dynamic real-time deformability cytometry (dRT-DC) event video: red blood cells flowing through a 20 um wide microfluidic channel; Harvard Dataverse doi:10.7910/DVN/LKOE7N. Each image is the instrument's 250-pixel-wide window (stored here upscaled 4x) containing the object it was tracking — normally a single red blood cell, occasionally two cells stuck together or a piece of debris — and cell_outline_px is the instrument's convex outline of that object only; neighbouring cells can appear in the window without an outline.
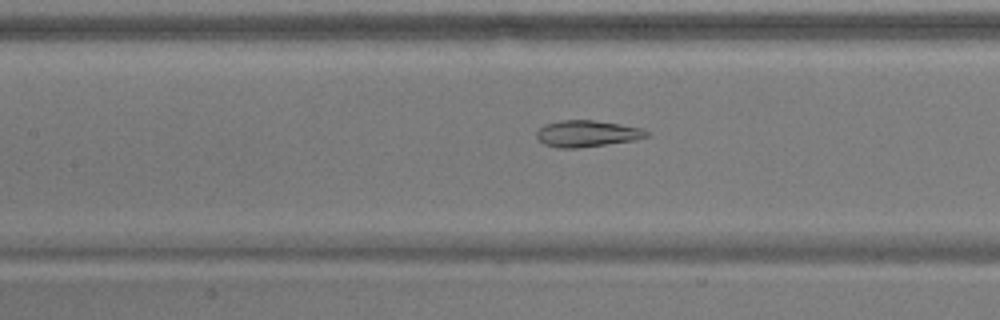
{"species": "common noctule bat (a hibernating species)", "species_latin": "Nyctalus noctula", "temperature_condition": "warm", "stored_images_in_passage": 46, "camera_frame_rate_fps": 3000, "um_per_image_px": 0.085, "animal": {"sex": "male", "body_mass_g": 17.9}, "frame": {"image": 1, "passage_image": 16, "time_ms": 5.0, "image_size_px": [1000, 320], "cell_outline_px": [[652, 136], [632, 140], [576, 148], [560, 148], [544, 144], [536, 136], [536, 132], [544, 124], [564, 120], [592, 120], [620, 124], [644, 128], [652, 132]], "centroid_in_image_um": [49.95, 11.35], "position_along_channel_um": 157.4, "area_um2": 16.94}}
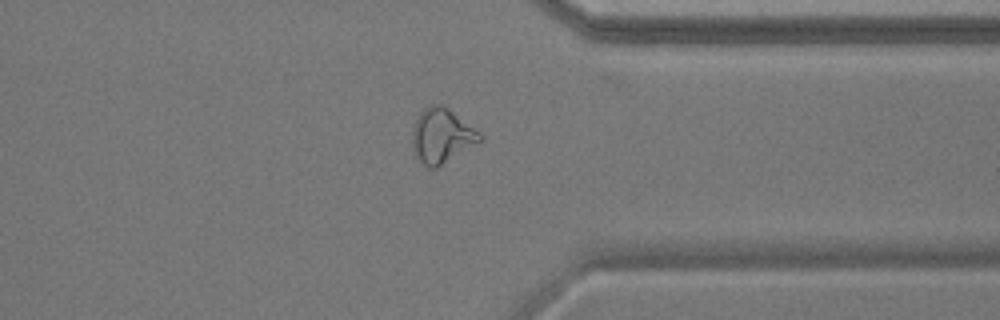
{"frame": {"image": 2, "passage_image": 34, "time_ms": 11.0, "image_size_px": [1000, 320], "cell_outline_px": [[484, 140], [436, 168], [428, 168], [416, 156], [412, 144], [412, 132], [416, 120], [420, 112], [428, 104], [440, 104], [448, 108], [480, 132], [484, 136]], "centroid_in_image_um": [37.57, 11.54], "position_along_channel_um": 373.8, "area_um2": 21.5}}
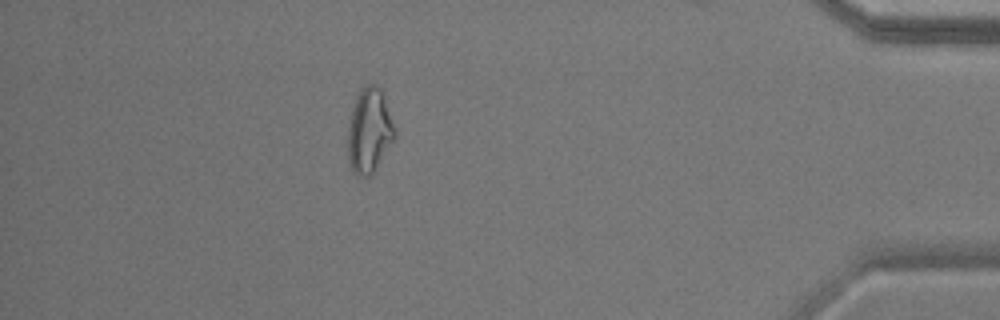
{"frame": {"image": 3, "passage_image": 40, "time_ms": 13.0, "image_size_px": [1000, 320], "cell_outline_px": [[396, 140], [372, 176], [356, 176], [352, 172], [348, 160], [348, 128], [352, 108], [356, 96], [360, 88], [368, 84], [376, 84], [380, 88], [384, 96], [396, 136]], "centroid_in_image_um": [31.39, 11.16], "position_along_channel_um": 403.8, "area_um2": 23.52}, "authors_computed_cell_mechanics": {"area_um2": 19.5364, "velocity_mm_per_s": 3.691, "shape_relaxation_time_tau1_ms": null, "shape_relaxation_time_tau2_ms": 1.8829, "deformation_change_tau1": null, "deformation_change_tau2": 0.0732}}